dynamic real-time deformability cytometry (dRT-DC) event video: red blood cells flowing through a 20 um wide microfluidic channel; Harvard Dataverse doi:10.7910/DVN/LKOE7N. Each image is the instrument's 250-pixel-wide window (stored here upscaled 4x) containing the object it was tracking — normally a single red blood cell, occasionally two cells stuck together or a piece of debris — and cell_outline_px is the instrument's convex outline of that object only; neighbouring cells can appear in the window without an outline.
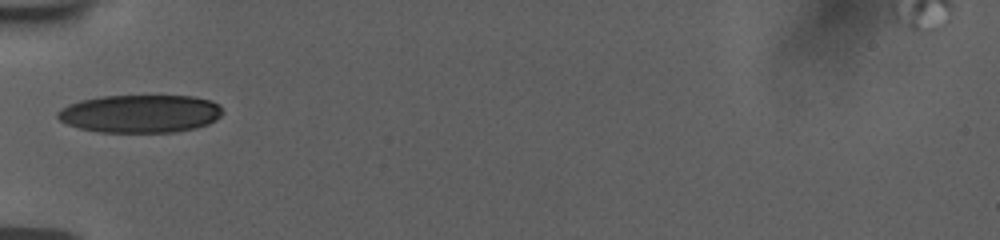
{"species": "human", "species_latin": "Homo sapiens", "temperature_condition": "room temperature", "stored_images_in_passage": 6, "camera_frame_rate_fps": 3000, "um_per_image_px": 0.085, "donor": {"sex": "female"}, "frame": {"image": 1, "passage_image": 1, "time_ms": 0.0, "image_size_px": [1000, 240], "cell_outline_px": [[224, 112], [216, 120], [208, 124], [196, 128], [176, 132], [100, 132], [80, 128], [68, 124], [60, 120], [56, 116], [56, 112], [60, 108], [68, 104], [80, 100], [104, 96], [192, 96], [212, 100], [220, 104]], "centroid_in_image_um": [11.95, 9.66], "position_along_channel_um": 73.1, "area_um2": 36.76}}
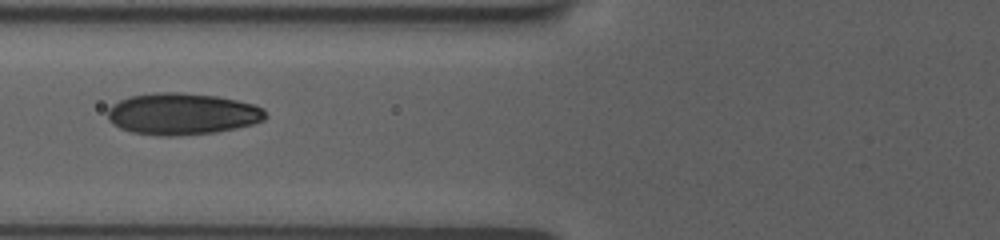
{"frame": {"image": 2, "passage_image": 4, "time_ms": 1.0, "image_size_px": [1000, 240], "cell_outline_px": [[268, 116], [264, 120], [252, 124], [236, 128], [216, 132], [176, 136], [160, 136], [132, 132], [120, 128], [112, 124], [108, 120], [108, 108], [112, 104], [120, 100], [132, 96], [156, 92], [180, 92], [216, 96], [236, 100], [252, 104], [264, 108]], "centroid_in_image_um": [15.48, 9.68], "position_along_channel_um": 110.3, "area_um2": 38.44}}